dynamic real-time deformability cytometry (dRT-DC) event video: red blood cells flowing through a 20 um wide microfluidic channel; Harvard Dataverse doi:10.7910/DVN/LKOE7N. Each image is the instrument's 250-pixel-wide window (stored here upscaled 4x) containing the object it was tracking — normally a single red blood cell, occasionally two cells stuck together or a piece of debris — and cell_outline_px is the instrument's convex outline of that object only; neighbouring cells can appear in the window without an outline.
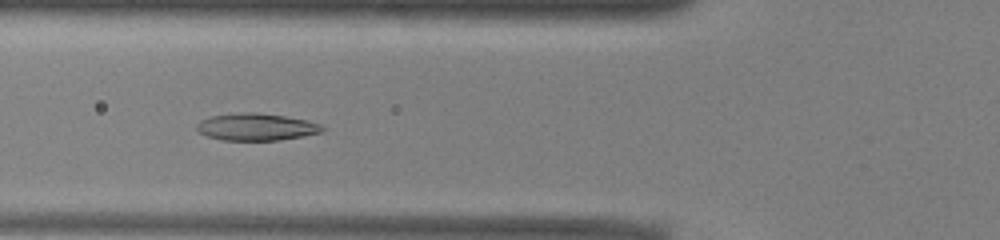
{"species": "common noctule bat (a hibernating species)", "species_latin": "Nyctalus noctula", "temperature_condition": "warm", "stored_images_in_passage": 44, "camera_frame_rate_fps": 3000, "um_per_image_px": 0.085, "animal": {"sex": "male", "body_mass_g": 13.0, "forearm_length_mm": 53.1}, "frame": {"image": 1, "passage_image": 11, "time_ms": 3.333, "image_size_px": [1000, 240], "cell_outline_px": [[324, 132], [304, 136], [280, 140], [224, 140], [208, 136], [200, 132], [196, 128], [196, 124], [200, 120], [212, 116], [240, 112], [256, 112], [284, 116], [308, 120], [320, 124], [324, 128]], "centroid_in_image_um": [21.81, 10.78], "position_along_channel_um": 104.0, "area_um2": 19.88}}
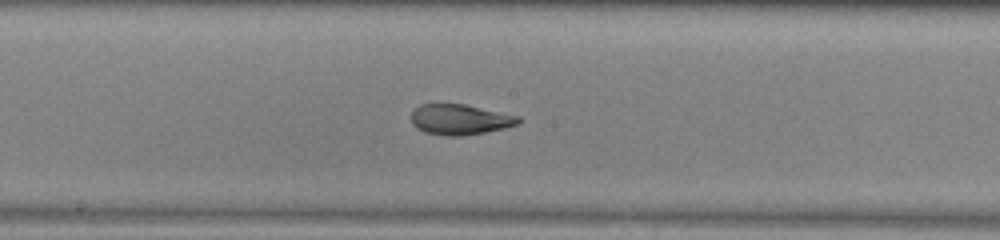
{"frame": {"image": 2, "passage_image": 19, "time_ms": 6.0, "image_size_px": [1000, 240], "cell_outline_px": [[520, 124], [504, 128], [464, 136], [448, 136], [424, 132], [416, 128], [412, 124], [412, 112], [420, 104], [464, 104], [520, 116]], "centroid_in_image_um": [39.1, 10.16], "position_along_channel_um": 209.1, "area_um2": 19.02}}
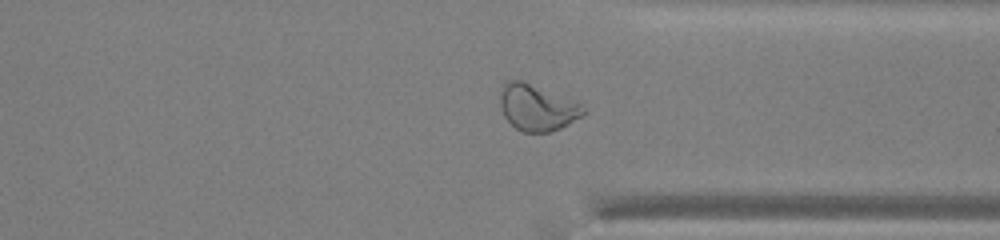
{"frame": {"image": 3, "passage_image": 31, "time_ms": 10.0, "image_size_px": [1000, 240], "cell_outline_px": [[588, 112], [584, 116], [560, 128], [548, 132], [520, 132], [504, 116], [500, 108], [500, 92], [504, 84], [508, 80], [520, 80], [584, 104]], "centroid_in_image_um": [45.69, 9.16], "position_along_channel_um": 365.7, "area_um2": 22.48}, "authors_computed_cell_mechanics": {"area_um2": 21.0103, "velocity_mm_per_s": 3.9425, "shape_relaxation_time_tau1_ms": 5.0704, "shape_relaxation_time_tau2_ms": 1.2922, "deformation_change_tau1": 0.1922, "deformation_change_tau2": 0.0746}}